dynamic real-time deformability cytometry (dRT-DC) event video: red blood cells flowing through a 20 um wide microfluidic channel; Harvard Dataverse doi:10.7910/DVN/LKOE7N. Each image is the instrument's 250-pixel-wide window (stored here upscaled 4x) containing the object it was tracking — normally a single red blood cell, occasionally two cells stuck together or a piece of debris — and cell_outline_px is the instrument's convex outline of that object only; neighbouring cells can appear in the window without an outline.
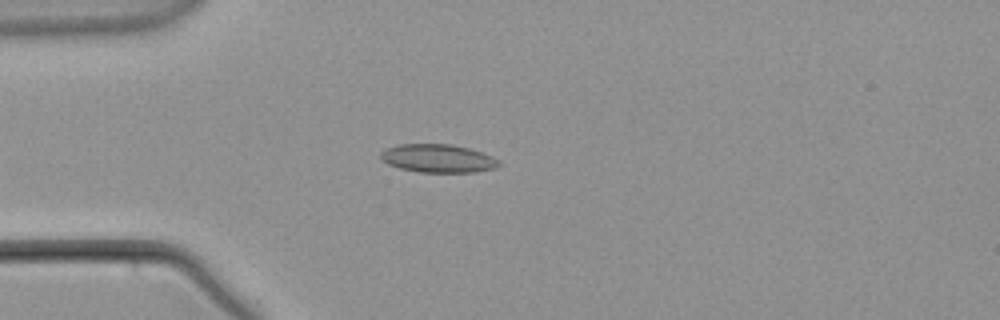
{"species": "common noctule bat (a hibernating species)", "species_latin": "Nyctalus noctula", "temperature_condition": "warm", "stored_images_in_passage": 51, "camera_frame_rate_fps": 3000, "um_per_image_px": 0.085, "animal": {"sex": "male", "body_mass_g": 21.5, "forearm_length_mm": 52.0}, "frame": {"image": 1, "passage_image": 10, "time_ms": 3.0, "image_size_px": [1000, 320], "cell_outline_px": [[500, 164], [496, 168], [476, 172], [420, 172], [400, 168], [388, 164], [380, 156], [380, 152], [388, 148], [400, 144], [452, 144], [468, 148], [492, 156], [500, 160]], "centroid_in_image_um": [37.26, 13.46], "position_along_channel_um": 47.7, "area_um2": 19.36}}
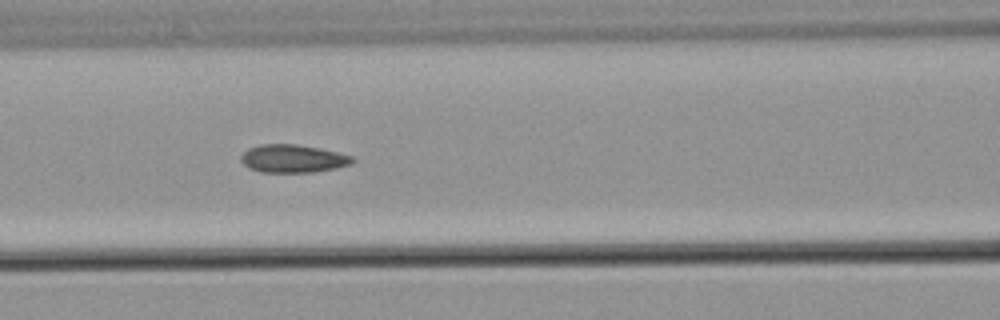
{"frame": {"image": 2, "passage_image": 19, "time_ms": 6.0, "image_size_px": [1000, 320], "cell_outline_px": [[356, 160], [352, 164], [336, 168], [312, 172], [260, 172], [248, 168], [240, 160], [240, 156], [248, 148], [260, 144], [296, 144], [336, 152], [352, 156]], "centroid_in_image_um": [24.87, 13.48], "position_along_channel_um": 141.7, "area_um2": 18.15}}
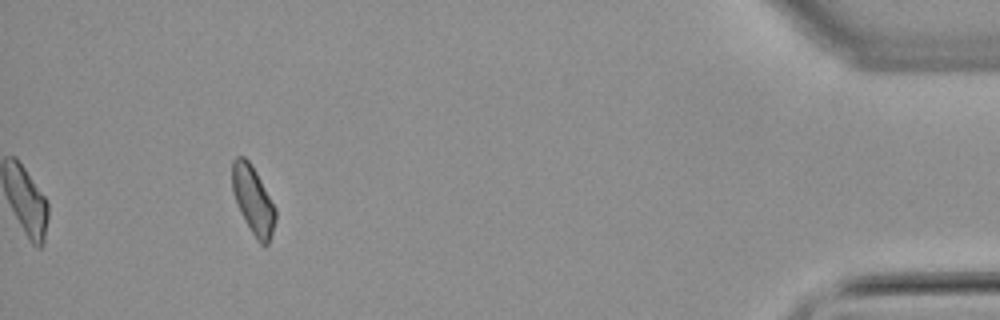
{"frame": {"image": 3, "passage_image": 47, "time_ms": 15.333, "image_size_px": [1000, 320], "cell_outline_px": [[276, 220], [268, 244], [260, 244], [256, 240], [244, 220], [240, 212], [232, 188], [232, 160], [236, 156], [244, 156], [248, 160], [256, 172], [276, 208]], "centroid_in_image_um": [21.51, 17.01], "position_along_channel_um": 413.7, "area_um2": 17.05}}